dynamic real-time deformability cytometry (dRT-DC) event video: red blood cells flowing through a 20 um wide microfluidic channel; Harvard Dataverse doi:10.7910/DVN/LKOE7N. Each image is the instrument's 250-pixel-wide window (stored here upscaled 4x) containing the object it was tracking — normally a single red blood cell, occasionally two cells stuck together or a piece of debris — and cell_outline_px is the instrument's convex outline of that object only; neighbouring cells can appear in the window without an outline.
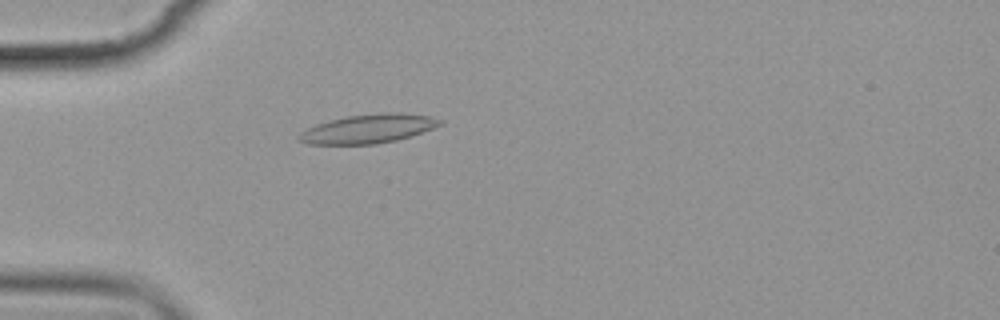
{"species": "common noctule bat (a hibernating species)", "species_latin": "Nyctalus noctula", "temperature_condition": "cold", "stored_images_in_passage": 3, "camera_frame_rate_fps": 3000, "um_per_image_px": 0.085, "animal": {"sex": "female", "body_mass_g": 19.9}, "frame": {"image": 1, "passage_image": 3, "time_ms": 2.333, "image_size_px": [1000, 320], "cell_outline_px": [[444, 124], [412, 136], [396, 140], [376, 144], [308, 144], [300, 140], [296, 136], [300, 132], [316, 124], [348, 116], [380, 112], [400, 112], [428, 116], [444, 120]], "centroid_in_image_um": [31.35, 10.94], "position_along_channel_um": 53.7, "area_um2": 23.81}}